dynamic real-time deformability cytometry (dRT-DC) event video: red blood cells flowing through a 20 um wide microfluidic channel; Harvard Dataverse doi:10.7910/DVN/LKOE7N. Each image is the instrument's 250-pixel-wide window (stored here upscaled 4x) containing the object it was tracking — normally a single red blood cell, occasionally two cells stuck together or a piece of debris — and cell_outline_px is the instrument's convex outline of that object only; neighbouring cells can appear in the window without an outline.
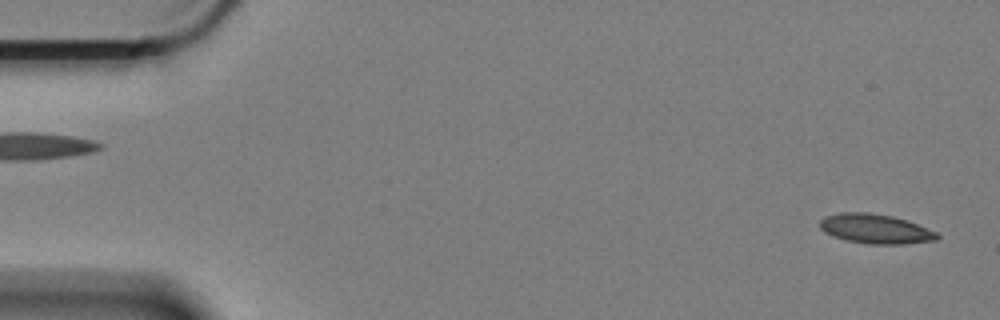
{"species": "Egyptian fruit bat (a non-hibernating species)", "species_latin": "Rousettus aegyptiacus", "temperature_condition": "cold", "stored_images_in_passage": 7, "camera_frame_rate_fps": 3000, "um_per_image_px": 0.085, "animal": {"sex": "female"}, "frame": {"image": 1, "passage_image": 1, "time_ms": 0.0, "image_size_px": [1000, 320], "cell_outline_px": [[940, 236], [936, 240], [900, 244], [872, 244], [848, 240], [832, 236], [824, 232], [820, 228], [820, 220], [824, 216], [840, 212], [868, 212], [892, 216], [908, 220], [936, 232]], "centroid_in_image_um": [74.39, 19.44], "position_along_channel_um": 10.6, "area_um2": 20.11}}